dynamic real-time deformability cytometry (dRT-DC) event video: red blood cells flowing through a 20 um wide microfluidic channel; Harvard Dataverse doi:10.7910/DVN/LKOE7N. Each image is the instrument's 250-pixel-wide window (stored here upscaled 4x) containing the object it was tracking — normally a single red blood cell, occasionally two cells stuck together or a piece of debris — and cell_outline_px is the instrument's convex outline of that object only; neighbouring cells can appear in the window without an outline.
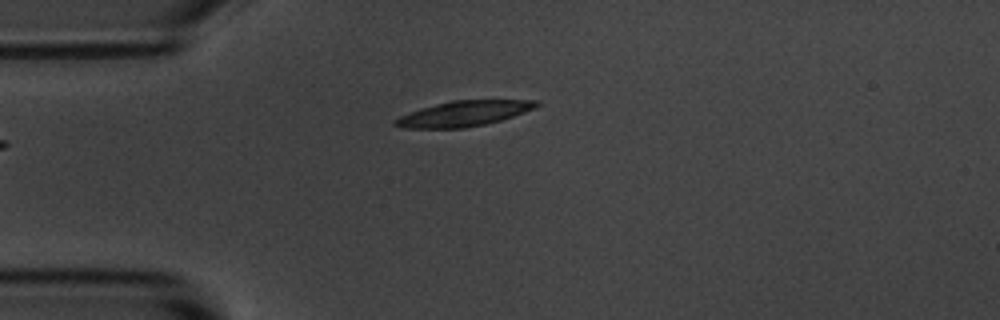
{"species": "common noctule bat (a hibernating species)", "species_latin": "Nyctalus noctula", "temperature_condition": "room temperature", "stored_images_in_passage": 4, "camera_frame_rate_fps": 3000, "um_per_image_px": 0.085, "animal": {"sex": "male", "body_mass_g": 20.1, "forearm_length_mm": 53.5}, "frame": {"image": 1, "passage_image": 4, "time_ms": 4.333, "image_size_px": [1000, 320], "cell_outline_px": [[540, 104], [536, 108], [500, 120], [484, 124], [464, 128], [400, 128], [392, 124], [392, 120], [400, 116], [420, 108], [452, 100], [540, 100]], "centroid_in_image_um": [39.39, 9.65], "position_along_channel_um": 45.6, "area_um2": 20.87}}